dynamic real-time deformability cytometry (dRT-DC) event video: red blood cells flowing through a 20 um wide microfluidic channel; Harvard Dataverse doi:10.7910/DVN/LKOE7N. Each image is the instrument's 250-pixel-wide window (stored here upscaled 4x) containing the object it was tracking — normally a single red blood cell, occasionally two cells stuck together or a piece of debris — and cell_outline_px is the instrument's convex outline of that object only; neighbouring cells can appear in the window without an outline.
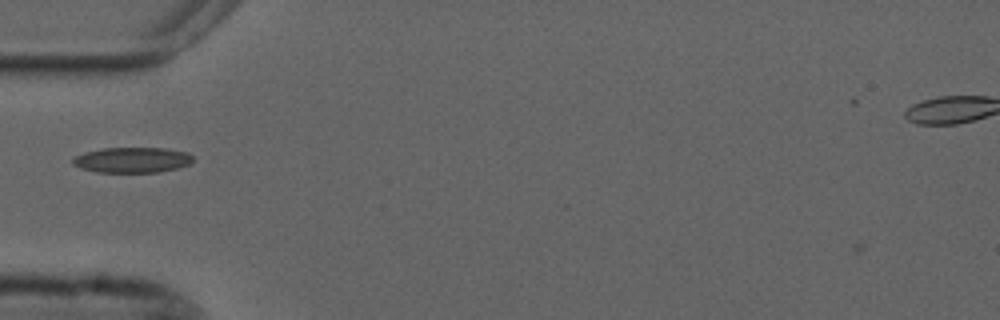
{"species": "common noctule bat (a hibernating species)", "species_latin": "Nyctalus noctula", "temperature_condition": "cold", "stored_images_in_passage": 42, "camera_frame_rate_fps": 3000, "um_per_image_px": 0.085, "animal": {"sex": "male", "forearm_length_mm": 52.5}, "frame": {"image": 1, "passage_image": 5, "time_ms": 1.333, "image_size_px": [1000, 320], "cell_outline_px": [[192, 160], [188, 164], [176, 168], [160, 172], [96, 172], [80, 168], [72, 164], [72, 160], [76, 156], [84, 152], [104, 148], [164, 148], [188, 152], [192, 156]], "centroid_in_image_um": [11.21, 13.59], "position_along_channel_um": 73.8, "area_um2": 17.74}}
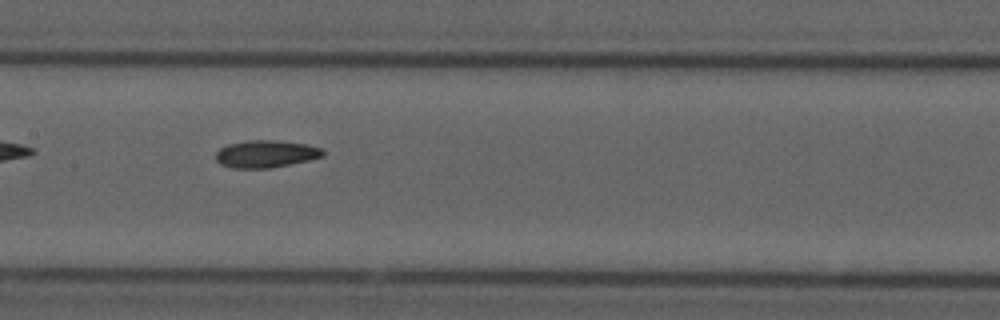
{"frame": {"image": 2, "passage_image": 14, "time_ms": 4.333, "image_size_px": [1000, 320], "cell_outline_px": [[324, 156], [308, 160], [268, 168], [232, 168], [220, 164], [216, 160], [216, 152], [220, 148], [228, 144], [248, 140], [276, 140], [308, 144], [324, 148]], "centroid_in_image_um": [22.61, 13.07], "position_along_channel_um": 184.8, "area_um2": 17.11}}
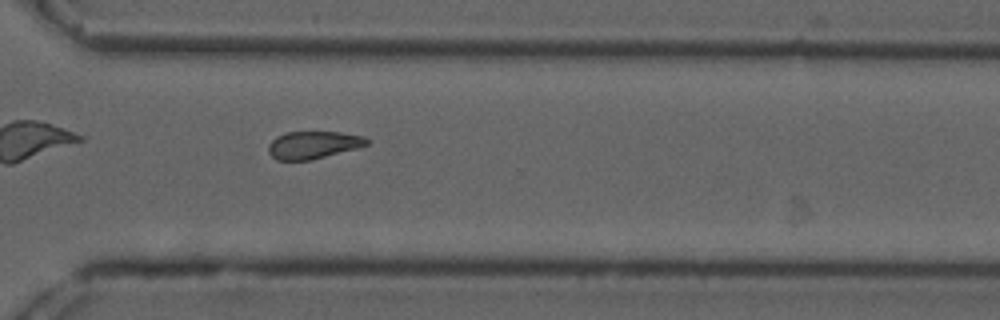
{"frame": {"image": 3, "passage_image": 27, "time_ms": 8.667, "image_size_px": [1000, 320], "cell_outline_px": [[368, 144], [356, 148], [312, 160], [276, 160], [268, 152], [268, 144], [276, 136], [284, 132], [340, 132], [364, 136], [368, 140]], "centroid_in_image_um": [26.58, 12.31], "position_along_channel_um": 344.0, "area_um2": 15.78}, "authors_computed_cell_mechanics": {"area_um2": 16.6175, "velocity_mm_per_s": 3.6776, "shape_relaxation_time_tau1_ms": null, "shape_relaxation_time_tau2_ms": 6.7268, "deformation_change_tau1": null, "deformation_change_tau2": 0.1448}}